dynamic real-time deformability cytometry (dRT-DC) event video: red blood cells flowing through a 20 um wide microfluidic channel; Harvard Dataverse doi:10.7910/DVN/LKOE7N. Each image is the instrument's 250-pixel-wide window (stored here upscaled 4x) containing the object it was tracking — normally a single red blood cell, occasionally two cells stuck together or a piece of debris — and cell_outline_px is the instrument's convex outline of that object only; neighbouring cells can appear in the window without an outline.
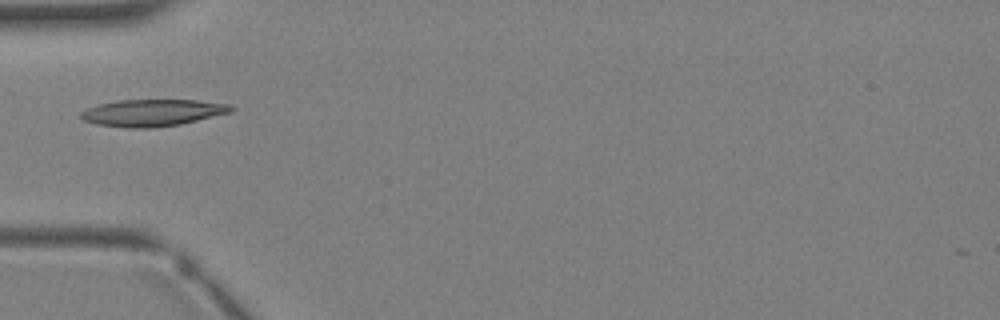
{"species": "Egyptian fruit bat (a non-hibernating species)", "species_latin": "Rousettus aegyptiacus", "temperature_condition": "warm", "stored_images_in_passage": 1, "camera_frame_rate_fps": 3000, "um_per_image_px": 0.085, "animal": {"sex": "female"}, "frame": {"image": 1, "passage_image": 1, "time_ms": 0.0, "image_size_px": [1000, 320], "cell_outline_px": [[236, 108], [232, 112], [180, 124], [152, 128], [124, 128], [96, 124], [84, 120], [80, 116], [80, 112], [84, 108], [116, 100], [196, 100], [232, 104]], "centroid_in_image_um": [12.96, 9.58], "position_along_channel_um": 72.0, "area_um2": 23.76}}